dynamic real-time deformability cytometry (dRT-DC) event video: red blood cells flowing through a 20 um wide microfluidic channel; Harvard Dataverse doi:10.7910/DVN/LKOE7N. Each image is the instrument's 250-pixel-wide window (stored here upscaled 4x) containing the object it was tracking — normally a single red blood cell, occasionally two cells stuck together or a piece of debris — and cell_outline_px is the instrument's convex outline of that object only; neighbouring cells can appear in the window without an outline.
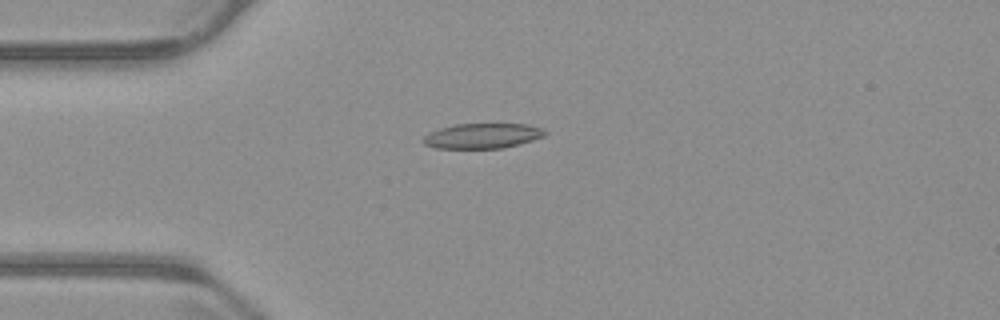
{"species": "common noctule bat (a hibernating species)", "species_latin": "Nyctalus noctula", "temperature_condition": "warm", "stored_images_in_passage": 54, "camera_frame_rate_fps": 3000, "um_per_image_px": 0.085, "animal": {"sex": "male", "body_mass_g": 23.1, "forearm_length_mm": 52.7}, "frame": {"image": 1, "passage_image": 15, "time_ms": 4.667, "image_size_px": [1000, 320], "cell_outline_px": [[536, 136], [512, 144], [492, 148], [448, 148], [432, 144], [452, 128], [468, 124], [512, 124], [528, 128]], "centroid_in_image_um": [41.13, 11.57], "position_along_channel_um": 43.9, "area_um2": 13.47}}
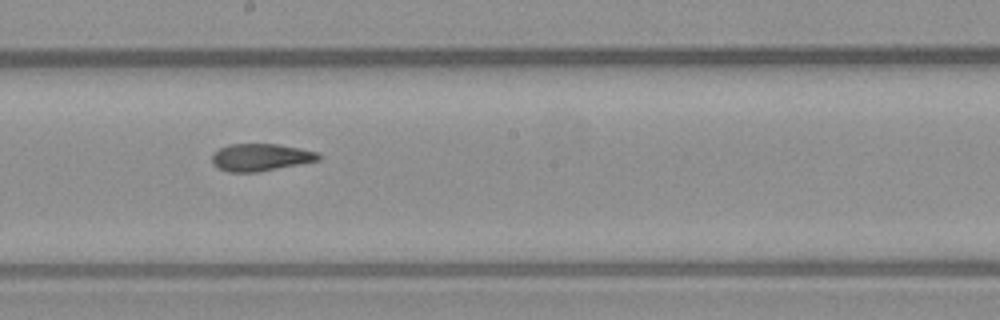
{"frame": {"image": 2, "passage_image": 31, "time_ms": 10.0, "image_size_px": [1000, 320], "cell_outline_px": [[316, 156], [312, 160], [268, 168], [224, 168], [216, 164], [216, 156], [220, 152], [228, 148], [248, 144], [264, 144], [288, 148], [308, 152]], "centroid_in_image_um": [22.14, 13.32], "position_along_channel_um": 226.1, "area_um2": 12.95}}
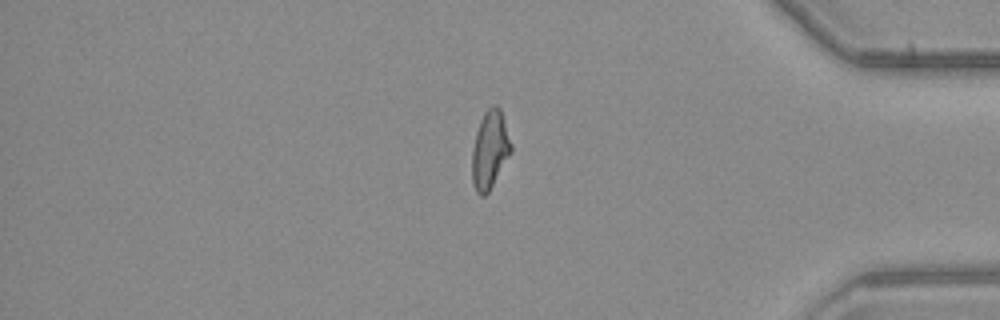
{"frame": {"image": 3, "passage_image": 47, "time_ms": 15.333, "image_size_px": [1000, 320], "cell_outline_px": [[508, 152], [488, 188], [484, 192], [480, 192], [476, 188], [472, 172], [472, 164], [476, 140], [484, 116], [500, 112], [508, 144]], "centroid_in_image_um": [41.57, 12.84], "position_along_channel_um": 393.6, "area_um2": 13.93}, "authors_computed_cell_mechanics": {"area_um2": 13.4096, "velocity_mm_per_s": 3.7324, "shape_relaxation_time_tau1_ms": null, "shape_relaxation_time_tau2_ms": 4.8063, "deformation_change_tau1": null, "deformation_change_tau2": 0.1472}}